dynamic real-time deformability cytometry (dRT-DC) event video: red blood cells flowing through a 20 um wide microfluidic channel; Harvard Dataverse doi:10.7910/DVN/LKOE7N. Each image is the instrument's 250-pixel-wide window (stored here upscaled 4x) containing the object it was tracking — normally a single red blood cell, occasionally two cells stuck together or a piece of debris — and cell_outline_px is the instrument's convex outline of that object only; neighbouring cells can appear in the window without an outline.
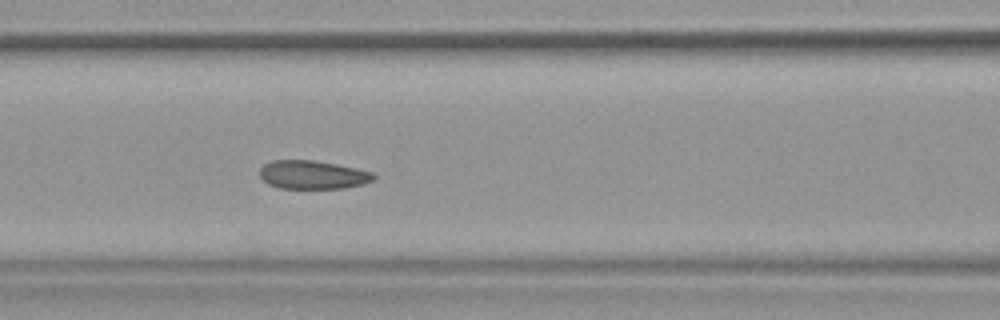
{"species": "common noctule bat (a hibernating species)", "species_latin": "Nyctalus noctula", "temperature_condition": "warm", "stored_images_in_passage": 54, "camera_frame_rate_fps": 3000, "um_per_image_px": 0.085, "animal": {"sex": "female", "body_mass_g": 19.9}, "frame": {"image": 1, "passage_image": 24, "time_ms": 7.667, "image_size_px": [1000, 320], "cell_outline_px": [[376, 176], [372, 180], [364, 184], [344, 188], [280, 188], [268, 184], [260, 176], [260, 168], [264, 164], [272, 160], [316, 160], [356, 168], [372, 172]], "centroid_in_image_um": [26.58, 14.85], "position_along_channel_um": 140.0, "area_um2": 18.9}, "authors_computed_cell_mechanics": {"area_um2": 20.1433, "velocity_mm_per_s": 3.7734, "shape_relaxation_time_tau1_ms": 8.0133, "shape_relaxation_time_tau2_ms": 1.8027, "deformation_change_tau1": 0.1299, "deformation_change_tau2": 0.0604}}